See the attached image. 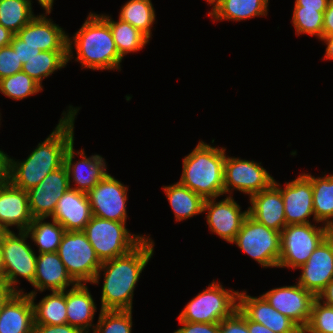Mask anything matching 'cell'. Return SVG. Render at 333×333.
<instances>
[{
    "mask_svg": "<svg viewBox=\"0 0 333 333\" xmlns=\"http://www.w3.org/2000/svg\"><path fill=\"white\" fill-rule=\"evenodd\" d=\"M51 134L23 161L10 158V183L24 191L38 185L64 164L66 149L74 141V122L79 107L69 106ZM67 112V113H66Z\"/></svg>",
    "mask_w": 333,
    "mask_h": 333,
    "instance_id": "cell-1",
    "label": "cell"
},
{
    "mask_svg": "<svg viewBox=\"0 0 333 333\" xmlns=\"http://www.w3.org/2000/svg\"><path fill=\"white\" fill-rule=\"evenodd\" d=\"M126 255L102 262L91 284L104 275L101 310H132L133 295L143 269L154 254V241L147 236Z\"/></svg>",
    "mask_w": 333,
    "mask_h": 333,
    "instance_id": "cell-2",
    "label": "cell"
},
{
    "mask_svg": "<svg viewBox=\"0 0 333 333\" xmlns=\"http://www.w3.org/2000/svg\"><path fill=\"white\" fill-rule=\"evenodd\" d=\"M73 49L77 51L75 60L83 69L121 71L123 58L117 51L109 23L100 14L90 12L74 36L68 37V62L74 58Z\"/></svg>",
    "mask_w": 333,
    "mask_h": 333,
    "instance_id": "cell-3",
    "label": "cell"
},
{
    "mask_svg": "<svg viewBox=\"0 0 333 333\" xmlns=\"http://www.w3.org/2000/svg\"><path fill=\"white\" fill-rule=\"evenodd\" d=\"M225 151L224 147H213L199 141L183 159L179 182L204 200L223 196Z\"/></svg>",
    "mask_w": 333,
    "mask_h": 333,
    "instance_id": "cell-4",
    "label": "cell"
},
{
    "mask_svg": "<svg viewBox=\"0 0 333 333\" xmlns=\"http://www.w3.org/2000/svg\"><path fill=\"white\" fill-rule=\"evenodd\" d=\"M126 223L92 216L83 232L101 262L126 255L137 247L146 235L131 234Z\"/></svg>",
    "mask_w": 333,
    "mask_h": 333,
    "instance_id": "cell-5",
    "label": "cell"
},
{
    "mask_svg": "<svg viewBox=\"0 0 333 333\" xmlns=\"http://www.w3.org/2000/svg\"><path fill=\"white\" fill-rule=\"evenodd\" d=\"M239 290L225 289L215 279L191 299L178 316L179 321L220 323L238 309Z\"/></svg>",
    "mask_w": 333,
    "mask_h": 333,
    "instance_id": "cell-6",
    "label": "cell"
},
{
    "mask_svg": "<svg viewBox=\"0 0 333 333\" xmlns=\"http://www.w3.org/2000/svg\"><path fill=\"white\" fill-rule=\"evenodd\" d=\"M3 231L0 235L2 248L3 272L2 280L14 291L24 292L17 285L18 277L26 279L30 284L35 279L37 255L31 244L26 241V231ZM19 288V289H18Z\"/></svg>",
    "mask_w": 333,
    "mask_h": 333,
    "instance_id": "cell-7",
    "label": "cell"
},
{
    "mask_svg": "<svg viewBox=\"0 0 333 333\" xmlns=\"http://www.w3.org/2000/svg\"><path fill=\"white\" fill-rule=\"evenodd\" d=\"M325 225H286L280 233V257L277 268L297 270L304 265L313 251L328 236Z\"/></svg>",
    "mask_w": 333,
    "mask_h": 333,
    "instance_id": "cell-8",
    "label": "cell"
},
{
    "mask_svg": "<svg viewBox=\"0 0 333 333\" xmlns=\"http://www.w3.org/2000/svg\"><path fill=\"white\" fill-rule=\"evenodd\" d=\"M57 254L78 284H91L102 264L83 231H66Z\"/></svg>",
    "mask_w": 333,
    "mask_h": 333,
    "instance_id": "cell-9",
    "label": "cell"
},
{
    "mask_svg": "<svg viewBox=\"0 0 333 333\" xmlns=\"http://www.w3.org/2000/svg\"><path fill=\"white\" fill-rule=\"evenodd\" d=\"M240 250L263 268L278 267L280 257V232L268 228L248 215L234 241Z\"/></svg>",
    "mask_w": 333,
    "mask_h": 333,
    "instance_id": "cell-10",
    "label": "cell"
},
{
    "mask_svg": "<svg viewBox=\"0 0 333 333\" xmlns=\"http://www.w3.org/2000/svg\"><path fill=\"white\" fill-rule=\"evenodd\" d=\"M274 181L269 172L253 160L239 157H225L224 188L225 194L232 196L234 189L249 197L267 189Z\"/></svg>",
    "mask_w": 333,
    "mask_h": 333,
    "instance_id": "cell-11",
    "label": "cell"
},
{
    "mask_svg": "<svg viewBox=\"0 0 333 333\" xmlns=\"http://www.w3.org/2000/svg\"><path fill=\"white\" fill-rule=\"evenodd\" d=\"M128 187L108 174L87 192L92 215L98 218L124 222L127 219L126 202Z\"/></svg>",
    "mask_w": 333,
    "mask_h": 333,
    "instance_id": "cell-12",
    "label": "cell"
},
{
    "mask_svg": "<svg viewBox=\"0 0 333 333\" xmlns=\"http://www.w3.org/2000/svg\"><path fill=\"white\" fill-rule=\"evenodd\" d=\"M262 296L274 309L289 317L302 330L308 324L312 304L317 298L297 282L295 285L273 288Z\"/></svg>",
    "mask_w": 333,
    "mask_h": 333,
    "instance_id": "cell-13",
    "label": "cell"
},
{
    "mask_svg": "<svg viewBox=\"0 0 333 333\" xmlns=\"http://www.w3.org/2000/svg\"><path fill=\"white\" fill-rule=\"evenodd\" d=\"M216 202L218 198L206 199L203 204V213L207 211L206 220L209 230L228 243L234 241L240 231L248 209L241 211L240 205L230 195Z\"/></svg>",
    "mask_w": 333,
    "mask_h": 333,
    "instance_id": "cell-14",
    "label": "cell"
},
{
    "mask_svg": "<svg viewBox=\"0 0 333 333\" xmlns=\"http://www.w3.org/2000/svg\"><path fill=\"white\" fill-rule=\"evenodd\" d=\"M76 154V155H75ZM80 156L78 161L73 163L75 156ZM64 165L68 172L70 188L87 193L93 189L109 173L105 159L98 154L87 157L84 149L75 153L74 141L66 149L64 154ZM74 182L75 186H72Z\"/></svg>",
    "mask_w": 333,
    "mask_h": 333,
    "instance_id": "cell-15",
    "label": "cell"
},
{
    "mask_svg": "<svg viewBox=\"0 0 333 333\" xmlns=\"http://www.w3.org/2000/svg\"><path fill=\"white\" fill-rule=\"evenodd\" d=\"M70 188L68 172L63 164L27 191L33 218H48L55 211L59 198Z\"/></svg>",
    "mask_w": 333,
    "mask_h": 333,
    "instance_id": "cell-16",
    "label": "cell"
},
{
    "mask_svg": "<svg viewBox=\"0 0 333 333\" xmlns=\"http://www.w3.org/2000/svg\"><path fill=\"white\" fill-rule=\"evenodd\" d=\"M273 183L283 197L286 225L312 223L309 221L310 216H313L315 222L312 183L304 174L286 182L283 188L275 179Z\"/></svg>",
    "mask_w": 333,
    "mask_h": 333,
    "instance_id": "cell-17",
    "label": "cell"
},
{
    "mask_svg": "<svg viewBox=\"0 0 333 333\" xmlns=\"http://www.w3.org/2000/svg\"><path fill=\"white\" fill-rule=\"evenodd\" d=\"M297 283L316 297L333 279V242L327 236L302 265Z\"/></svg>",
    "mask_w": 333,
    "mask_h": 333,
    "instance_id": "cell-18",
    "label": "cell"
},
{
    "mask_svg": "<svg viewBox=\"0 0 333 333\" xmlns=\"http://www.w3.org/2000/svg\"><path fill=\"white\" fill-rule=\"evenodd\" d=\"M238 309L249 320L263 324L275 333H303L294 321L274 309L262 295L253 297L246 291L239 292Z\"/></svg>",
    "mask_w": 333,
    "mask_h": 333,
    "instance_id": "cell-19",
    "label": "cell"
},
{
    "mask_svg": "<svg viewBox=\"0 0 333 333\" xmlns=\"http://www.w3.org/2000/svg\"><path fill=\"white\" fill-rule=\"evenodd\" d=\"M49 14L36 15L16 35L27 45L40 51H68V33L53 23Z\"/></svg>",
    "mask_w": 333,
    "mask_h": 333,
    "instance_id": "cell-20",
    "label": "cell"
},
{
    "mask_svg": "<svg viewBox=\"0 0 333 333\" xmlns=\"http://www.w3.org/2000/svg\"><path fill=\"white\" fill-rule=\"evenodd\" d=\"M76 284L57 252L40 253L37 255L35 279L31 284L35 290L25 294H29L30 298L35 301L37 291L43 292L46 289L50 292L65 291Z\"/></svg>",
    "mask_w": 333,
    "mask_h": 333,
    "instance_id": "cell-21",
    "label": "cell"
},
{
    "mask_svg": "<svg viewBox=\"0 0 333 333\" xmlns=\"http://www.w3.org/2000/svg\"><path fill=\"white\" fill-rule=\"evenodd\" d=\"M92 216L87 193L69 188L59 198L51 218L65 231H83Z\"/></svg>",
    "mask_w": 333,
    "mask_h": 333,
    "instance_id": "cell-22",
    "label": "cell"
},
{
    "mask_svg": "<svg viewBox=\"0 0 333 333\" xmlns=\"http://www.w3.org/2000/svg\"><path fill=\"white\" fill-rule=\"evenodd\" d=\"M32 221L27 191L11 183L0 188V228L11 231L9 227L14 226L18 231H26Z\"/></svg>",
    "mask_w": 333,
    "mask_h": 333,
    "instance_id": "cell-23",
    "label": "cell"
},
{
    "mask_svg": "<svg viewBox=\"0 0 333 333\" xmlns=\"http://www.w3.org/2000/svg\"><path fill=\"white\" fill-rule=\"evenodd\" d=\"M248 215L268 228L282 232L286 226L283 197L280 189L272 183L267 189L249 197Z\"/></svg>",
    "mask_w": 333,
    "mask_h": 333,
    "instance_id": "cell-24",
    "label": "cell"
},
{
    "mask_svg": "<svg viewBox=\"0 0 333 333\" xmlns=\"http://www.w3.org/2000/svg\"><path fill=\"white\" fill-rule=\"evenodd\" d=\"M34 308L29 294L14 292L0 310V333H33Z\"/></svg>",
    "mask_w": 333,
    "mask_h": 333,
    "instance_id": "cell-25",
    "label": "cell"
},
{
    "mask_svg": "<svg viewBox=\"0 0 333 333\" xmlns=\"http://www.w3.org/2000/svg\"><path fill=\"white\" fill-rule=\"evenodd\" d=\"M97 310L87 284H76L66 290L67 324L78 328L83 333L94 329L93 323Z\"/></svg>",
    "mask_w": 333,
    "mask_h": 333,
    "instance_id": "cell-26",
    "label": "cell"
},
{
    "mask_svg": "<svg viewBox=\"0 0 333 333\" xmlns=\"http://www.w3.org/2000/svg\"><path fill=\"white\" fill-rule=\"evenodd\" d=\"M174 212L175 221L193 218L203 213L204 199L179 181L162 187Z\"/></svg>",
    "mask_w": 333,
    "mask_h": 333,
    "instance_id": "cell-27",
    "label": "cell"
},
{
    "mask_svg": "<svg viewBox=\"0 0 333 333\" xmlns=\"http://www.w3.org/2000/svg\"><path fill=\"white\" fill-rule=\"evenodd\" d=\"M269 0H221L213 12L208 14L213 21H241L253 17L267 16Z\"/></svg>",
    "mask_w": 333,
    "mask_h": 333,
    "instance_id": "cell-28",
    "label": "cell"
},
{
    "mask_svg": "<svg viewBox=\"0 0 333 333\" xmlns=\"http://www.w3.org/2000/svg\"><path fill=\"white\" fill-rule=\"evenodd\" d=\"M312 183L315 222L333 227V174L314 177L303 173Z\"/></svg>",
    "mask_w": 333,
    "mask_h": 333,
    "instance_id": "cell-29",
    "label": "cell"
},
{
    "mask_svg": "<svg viewBox=\"0 0 333 333\" xmlns=\"http://www.w3.org/2000/svg\"><path fill=\"white\" fill-rule=\"evenodd\" d=\"M100 15L109 23L117 51L122 58L128 53L142 50L149 43L150 40L130 23L120 19L114 21L106 14Z\"/></svg>",
    "mask_w": 333,
    "mask_h": 333,
    "instance_id": "cell-30",
    "label": "cell"
},
{
    "mask_svg": "<svg viewBox=\"0 0 333 333\" xmlns=\"http://www.w3.org/2000/svg\"><path fill=\"white\" fill-rule=\"evenodd\" d=\"M34 308V324L61 325L67 323L66 290L52 291L36 304Z\"/></svg>",
    "mask_w": 333,
    "mask_h": 333,
    "instance_id": "cell-31",
    "label": "cell"
},
{
    "mask_svg": "<svg viewBox=\"0 0 333 333\" xmlns=\"http://www.w3.org/2000/svg\"><path fill=\"white\" fill-rule=\"evenodd\" d=\"M47 218H33L27 228L29 238L38 247V253L57 252L65 229L55 220L44 222Z\"/></svg>",
    "mask_w": 333,
    "mask_h": 333,
    "instance_id": "cell-32",
    "label": "cell"
},
{
    "mask_svg": "<svg viewBox=\"0 0 333 333\" xmlns=\"http://www.w3.org/2000/svg\"><path fill=\"white\" fill-rule=\"evenodd\" d=\"M68 51H41L37 56L23 65L22 71L27 73L42 88V81L55 71L66 67Z\"/></svg>",
    "mask_w": 333,
    "mask_h": 333,
    "instance_id": "cell-33",
    "label": "cell"
},
{
    "mask_svg": "<svg viewBox=\"0 0 333 333\" xmlns=\"http://www.w3.org/2000/svg\"><path fill=\"white\" fill-rule=\"evenodd\" d=\"M121 21L130 23L142 32L149 40L152 37V26L156 15L151 0H129L120 9ZM154 23V24H153Z\"/></svg>",
    "mask_w": 333,
    "mask_h": 333,
    "instance_id": "cell-34",
    "label": "cell"
},
{
    "mask_svg": "<svg viewBox=\"0 0 333 333\" xmlns=\"http://www.w3.org/2000/svg\"><path fill=\"white\" fill-rule=\"evenodd\" d=\"M32 0H0V24L17 34L36 15Z\"/></svg>",
    "mask_w": 333,
    "mask_h": 333,
    "instance_id": "cell-35",
    "label": "cell"
},
{
    "mask_svg": "<svg viewBox=\"0 0 333 333\" xmlns=\"http://www.w3.org/2000/svg\"><path fill=\"white\" fill-rule=\"evenodd\" d=\"M41 91L43 88L23 71L0 79V93L12 100L19 101Z\"/></svg>",
    "mask_w": 333,
    "mask_h": 333,
    "instance_id": "cell-36",
    "label": "cell"
},
{
    "mask_svg": "<svg viewBox=\"0 0 333 333\" xmlns=\"http://www.w3.org/2000/svg\"><path fill=\"white\" fill-rule=\"evenodd\" d=\"M292 14V25L296 35L308 34L321 39L323 36V16L324 12L318 9H303V6H294Z\"/></svg>",
    "mask_w": 333,
    "mask_h": 333,
    "instance_id": "cell-37",
    "label": "cell"
},
{
    "mask_svg": "<svg viewBox=\"0 0 333 333\" xmlns=\"http://www.w3.org/2000/svg\"><path fill=\"white\" fill-rule=\"evenodd\" d=\"M132 310H100L93 333H132Z\"/></svg>",
    "mask_w": 333,
    "mask_h": 333,
    "instance_id": "cell-38",
    "label": "cell"
},
{
    "mask_svg": "<svg viewBox=\"0 0 333 333\" xmlns=\"http://www.w3.org/2000/svg\"><path fill=\"white\" fill-rule=\"evenodd\" d=\"M303 333H333V307L315 299L307 326Z\"/></svg>",
    "mask_w": 333,
    "mask_h": 333,
    "instance_id": "cell-39",
    "label": "cell"
},
{
    "mask_svg": "<svg viewBox=\"0 0 333 333\" xmlns=\"http://www.w3.org/2000/svg\"><path fill=\"white\" fill-rule=\"evenodd\" d=\"M23 64L11 45L0 48V79L22 71Z\"/></svg>",
    "mask_w": 333,
    "mask_h": 333,
    "instance_id": "cell-40",
    "label": "cell"
},
{
    "mask_svg": "<svg viewBox=\"0 0 333 333\" xmlns=\"http://www.w3.org/2000/svg\"><path fill=\"white\" fill-rule=\"evenodd\" d=\"M220 333H249L246 316L237 309L219 323Z\"/></svg>",
    "mask_w": 333,
    "mask_h": 333,
    "instance_id": "cell-41",
    "label": "cell"
},
{
    "mask_svg": "<svg viewBox=\"0 0 333 333\" xmlns=\"http://www.w3.org/2000/svg\"><path fill=\"white\" fill-rule=\"evenodd\" d=\"M10 45L23 65L41 52L37 47L25 44L16 34H14Z\"/></svg>",
    "mask_w": 333,
    "mask_h": 333,
    "instance_id": "cell-42",
    "label": "cell"
},
{
    "mask_svg": "<svg viewBox=\"0 0 333 333\" xmlns=\"http://www.w3.org/2000/svg\"><path fill=\"white\" fill-rule=\"evenodd\" d=\"M182 327L173 333H220L219 323H194L179 321Z\"/></svg>",
    "mask_w": 333,
    "mask_h": 333,
    "instance_id": "cell-43",
    "label": "cell"
},
{
    "mask_svg": "<svg viewBox=\"0 0 333 333\" xmlns=\"http://www.w3.org/2000/svg\"><path fill=\"white\" fill-rule=\"evenodd\" d=\"M33 333H83L67 323L61 325L34 324Z\"/></svg>",
    "mask_w": 333,
    "mask_h": 333,
    "instance_id": "cell-44",
    "label": "cell"
},
{
    "mask_svg": "<svg viewBox=\"0 0 333 333\" xmlns=\"http://www.w3.org/2000/svg\"><path fill=\"white\" fill-rule=\"evenodd\" d=\"M10 158L0 149V188L10 183Z\"/></svg>",
    "mask_w": 333,
    "mask_h": 333,
    "instance_id": "cell-45",
    "label": "cell"
},
{
    "mask_svg": "<svg viewBox=\"0 0 333 333\" xmlns=\"http://www.w3.org/2000/svg\"><path fill=\"white\" fill-rule=\"evenodd\" d=\"M330 0H295L294 6H303V9H318L325 12Z\"/></svg>",
    "mask_w": 333,
    "mask_h": 333,
    "instance_id": "cell-46",
    "label": "cell"
},
{
    "mask_svg": "<svg viewBox=\"0 0 333 333\" xmlns=\"http://www.w3.org/2000/svg\"><path fill=\"white\" fill-rule=\"evenodd\" d=\"M333 35V0H330L323 16V36Z\"/></svg>",
    "mask_w": 333,
    "mask_h": 333,
    "instance_id": "cell-47",
    "label": "cell"
},
{
    "mask_svg": "<svg viewBox=\"0 0 333 333\" xmlns=\"http://www.w3.org/2000/svg\"><path fill=\"white\" fill-rule=\"evenodd\" d=\"M324 304L333 307V279L327 284V286L317 296Z\"/></svg>",
    "mask_w": 333,
    "mask_h": 333,
    "instance_id": "cell-48",
    "label": "cell"
},
{
    "mask_svg": "<svg viewBox=\"0 0 333 333\" xmlns=\"http://www.w3.org/2000/svg\"><path fill=\"white\" fill-rule=\"evenodd\" d=\"M246 323L249 333H275L263 324L256 323L246 317Z\"/></svg>",
    "mask_w": 333,
    "mask_h": 333,
    "instance_id": "cell-49",
    "label": "cell"
},
{
    "mask_svg": "<svg viewBox=\"0 0 333 333\" xmlns=\"http://www.w3.org/2000/svg\"><path fill=\"white\" fill-rule=\"evenodd\" d=\"M14 33L0 24V48L11 44Z\"/></svg>",
    "mask_w": 333,
    "mask_h": 333,
    "instance_id": "cell-50",
    "label": "cell"
},
{
    "mask_svg": "<svg viewBox=\"0 0 333 333\" xmlns=\"http://www.w3.org/2000/svg\"><path fill=\"white\" fill-rule=\"evenodd\" d=\"M13 293L14 291L3 280H0V310Z\"/></svg>",
    "mask_w": 333,
    "mask_h": 333,
    "instance_id": "cell-51",
    "label": "cell"
},
{
    "mask_svg": "<svg viewBox=\"0 0 333 333\" xmlns=\"http://www.w3.org/2000/svg\"><path fill=\"white\" fill-rule=\"evenodd\" d=\"M320 40L323 41L327 45L324 59L325 60L330 59L332 61L333 60V35L322 36V38Z\"/></svg>",
    "mask_w": 333,
    "mask_h": 333,
    "instance_id": "cell-52",
    "label": "cell"
},
{
    "mask_svg": "<svg viewBox=\"0 0 333 333\" xmlns=\"http://www.w3.org/2000/svg\"><path fill=\"white\" fill-rule=\"evenodd\" d=\"M38 4L45 10V14H50L53 10L54 0H37Z\"/></svg>",
    "mask_w": 333,
    "mask_h": 333,
    "instance_id": "cell-53",
    "label": "cell"
},
{
    "mask_svg": "<svg viewBox=\"0 0 333 333\" xmlns=\"http://www.w3.org/2000/svg\"><path fill=\"white\" fill-rule=\"evenodd\" d=\"M206 2H208V4L212 6L211 11L209 12V14H210L220 4L221 0H206Z\"/></svg>",
    "mask_w": 333,
    "mask_h": 333,
    "instance_id": "cell-54",
    "label": "cell"
},
{
    "mask_svg": "<svg viewBox=\"0 0 333 333\" xmlns=\"http://www.w3.org/2000/svg\"><path fill=\"white\" fill-rule=\"evenodd\" d=\"M2 272H3L2 248L0 244V280H2Z\"/></svg>",
    "mask_w": 333,
    "mask_h": 333,
    "instance_id": "cell-55",
    "label": "cell"
},
{
    "mask_svg": "<svg viewBox=\"0 0 333 333\" xmlns=\"http://www.w3.org/2000/svg\"><path fill=\"white\" fill-rule=\"evenodd\" d=\"M328 236L331 238V240L333 242V227L329 228Z\"/></svg>",
    "mask_w": 333,
    "mask_h": 333,
    "instance_id": "cell-56",
    "label": "cell"
}]
</instances>
